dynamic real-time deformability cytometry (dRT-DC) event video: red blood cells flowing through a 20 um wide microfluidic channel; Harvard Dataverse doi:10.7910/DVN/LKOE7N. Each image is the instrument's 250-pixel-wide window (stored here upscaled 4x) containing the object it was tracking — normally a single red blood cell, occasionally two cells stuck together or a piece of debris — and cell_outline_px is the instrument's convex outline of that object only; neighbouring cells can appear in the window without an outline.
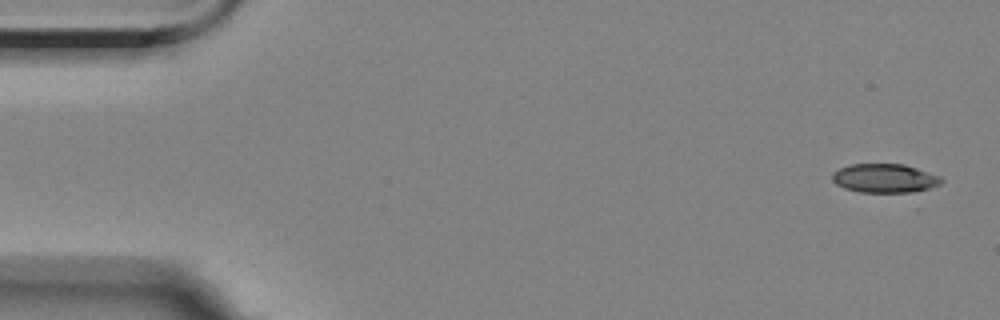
{"species": "Egyptian fruit bat (a non-hibernating species)", "species_latin": "Rousettus aegyptiacus", "temperature_condition": "room temperature", "stored_images_in_passage": 5, "camera_frame_rate_fps": 3000, "um_per_image_px": 0.085, "animal": {"sex": "female"}, "frame": {"image": 1, "passage_image": 1, "time_ms": 0.0, "image_size_px": [1000, 320], "cell_outline_px": [[944, 180], [940, 184], [928, 188], [912, 192], [860, 192], [844, 188], [836, 184], [832, 180], [832, 172], [840, 168], [852, 164], [904, 164], [940, 176]], "centroid_in_image_um": [75.18, 15.15], "position_along_channel_um": 9.8, "area_um2": 18.26}}
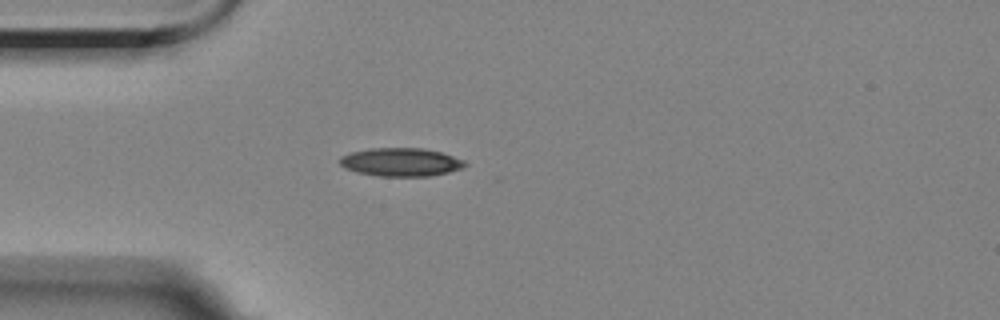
{"frame": {"image": 2, "passage_image": 5, "time_ms": 4.333, "image_size_px": [1000, 320], "cell_outline_px": [[468, 164], [460, 168], [448, 172], [428, 176], [380, 176], [356, 172], [344, 168], [336, 160], [340, 156], [348, 152], [368, 148], [424, 148], [440, 152], [464, 160]], "centroid_in_image_um": [33.99, 13.77], "position_along_channel_um": 51.0, "area_um2": 20.81}}